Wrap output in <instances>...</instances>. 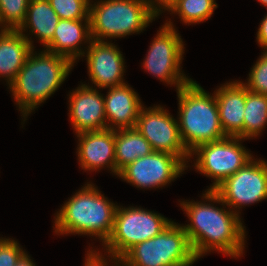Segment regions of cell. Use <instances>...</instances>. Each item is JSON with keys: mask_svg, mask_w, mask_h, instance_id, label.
<instances>
[{"mask_svg": "<svg viewBox=\"0 0 267 266\" xmlns=\"http://www.w3.org/2000/svg\"><path fill=\"white\" fill-rule=\"evenodd\" d=\"M135 129L150 143L154 151L179 157L185 164L190 152L182 142L178 120L161 106L142 107Z\"/></svg>", "mask_w": 267, "mask_h": 266, "instance_id": "11", "label": "cell"}, {"mask_svg": "<svg viewBox=\"0 0 267 266\" xmlns=\"http://www.w3.org/2000/svg\"><path fill=\"white\" fill-rule=\"evenodd\" d=\"M240 141V137L226 136L218 141L200 144L190 152V156L198 155L194 162L195 168L214 179L213 185L208 190H215L253 159Z\"/></svg>", "mask_w": 267, "mask_h": 266, "instance_id": "9", "label": "cell"}, {"mask_svg": "<svg viewBox=\"0 0 267 266\" xmlns=\"http://www.w3.org/2000/svg\"><path fill=\"white\" fill-rule=\"evenodd\" d=\"M252 159L222 182L215 190H207L206 201L239 209L267 198V161Z\"/></svg>", "mask_w": 267, "mask_h": 266, "instance_id": "8", "label": "cell"}, {"mask_svg": "<svg viewBox=\"0 0 267 266\" xmlns=\"http://www.w3.org/2000/svg\"><path fill=\"white\" fill-rule=\"evenodd\" d=\"M24 254L17 241L0 238V266H15Z\"/></svg>", "mask_w": 267, "mask_h": 266, "instance_id": "27", "label": "cell"}, {"mask_svg": "<svg viewBox=\"0 0 267 266\" xmlns=\"http://www.w3.org/2000/svg\"><path fill=\"white\" fill-rule=\"evenodd\" d=\"M145 1L147 2L151 13L155 17H157L163 9L170 12L171 9L176 5L178 0H155V1L145 0ZM155 2H156V4H155Z\"/></svg>", "mask_w": 267, "mask_h": 266, "instance_id": "28", "label": "cell"}, {"mask_svg": "<svg viewBox=\"0 0 267 266\" xmlns=\"http://www.w3.org/2000/svg\"><path fill=\"white\" fill-rule=\"evenodd\" d=\"M15 266H36L35 263H33V260L31 261L30 257L27 253H25L19 261L16 263Z\"/></svg>", "mask_w": 267, "mask_h": 266, "instance_id": "30", "label": "cell"}, {"mask_svg": "<svg viewBox=\"0 0 267 266\" xmlns=\"http://www.w3.org/2000/svg\"><path fill=\"white\" fill-rule=\"evenodd\" d=\"M217 8L215 0H178L171 9L185 24L200 23L208 20Z\"/></svg>", "mask_w": 267, "mask_h": 266, "instance_id": "23", "label": "cell"}, {"mask_svg": "<svg viewBox=\"0 0 267 266\" xmlns=\"http://www.w3.org/2000/svg\"><path fill=\"white\" fill-rule=\"evenodd\" d=\"M220 123L226 136L243 140V121L246 103V87L243 82H229L214 92Z\"/></svg>", "mask_w": 267, "mask_h": 266, "instance_id": "17", "label": "cell"}, {"mask_svg": "<svg viewBox=\"0 0 267 266\" xmlns=\"http://www.w3.org/2000/svg\"><path fill=\"white\" fill-rule=\"evenodd\" d=\"M89 44L86 59L91 81L102 89L125 84V63L119 48L105 41L92 40Z\"/></svg>", "mask_w": 267, "mask_h": 266, "instance_id": "13", "label": "cell"}, {"mask_svg": "<svg viewBox=\"0 0 267 266\" xmlns=\"http://www.w3.org/2000/svg\"><path fill=\"white\" fill-rule=\"evenodd\" d=\"M248 91L267 96V51L256 61L249 73L247 83H243Z\"/></svg>", "mask_w": 267, "mask_h": 266, "instance_id": "26", "label": "cell"}, {"mask_svg": "<svg viewBox=\"0 0 267 266\" xmlns=\"http://www.w3.org/2000/svg\"><path fill=\"white\" fill-rule=\"evenodd\" d=\"M262 5L267 7V0H258Z\"/></svg>", "mask_w": 267, "mask_h": 266, "instance_id": "31", "label": "cell"}, {"mask_svg": "<svg viewBox=\"0 0 267 266\" xmlns=\"http://www.w3.org/2000/svg\"><path fill=\"white\" fill-rule=\"evenodd\" d=\"M60 19H89L90 0H48Z\"/></svg>", "mask_w": 267, "mask_h": 266, "instance_id": "25", "label": "cell"}, {"mask_svg": "<svg viewBox=\"0 0 267 266\" xmlns=\"http://www.w3.org/2000/svg\"><path fill=\"white\" fill-rule=\"evenodd\" d=\"M172 222L143 208L118 206L112 233L103 246L117 263L133 246L159 235Z\"/></svg>", "mask_w": 267, "mask_h": 266, "instance_id": "7", "label": "cell"}, {"mask_svg": "<svg viewBox=\"0 0 267 266\" xmlns=\"http://www.w3.org/2000/svg\"><path fill=\"white\" fill-rule=\"evenodd\" d=\"M77 137V155L82 169L99 170L106 165L116 174L115 130L81 132Z\"/></svg>", "mask_w": 267, "mask_h": 266, "instance_id": "15", "label": "cell"}, {"mask_svg": "<svg viewBox=\"0 0 267 266\" xmlns=\"http://www.w3.org/2000/svg\"><path fill=\"white\" fill-rule=\"evenodd\" d=\"M153 151L150 143L135 128L115 130L116 175L137 158Z\"/></svg>", "mask_w": 267, "mask_h": 266, "instance_id": "21", "label": "cell"}, {"mask_svg": "<svg viewBox=\"0 0 267 266\" xmlns=\"http://www.w3.org/2000/svg\"><path fill=\"white\" fill-rule=\"evenodd\" d=\"M69 99V117L76 134L107 129L104 96L96 89L81 84Z\"/></svg>", "mask_w": 267, "mask_h": 266, "instance_id": "14", "label": "cell"}, {"mask_svg": "<svg viewBox=\"0 0 267 266\" xmlns=\"http://www.w3.org/2000/svg\"><path fill=\"white\" fill-rule=\"evenodd\" d=\"M0 76L5 77L9 86L33 50L31 38L18 30L0 27Z\"/></svg>", "mask_w": 267, "mask_h": 266, "instance_id": "19", "label": "cell"}, {"mask_svg": "<svg viewBox=\"0 0 267 266\" xmlns=\"http://www.w3.org/2000/svg\"><path fill=\"white\" fill-rule=\"evenodd\" d=\"M171 21L166 22L154 38L143 67L167 84L176 85L177 90L192 79L181 73L184 44Z\"/></svg>", "mask_w": 267, "mask_h": 266, "instance_id": "10", "label": "cell"}, {"mask_svg": "<svg viewBox=\"0 0 267 266\" xmlns=\"http://www.w3.org/2000/svg\"><path fill=\"white\" fill-rule=\"evenodd\" d=\"M33 51L9 86L24 119L54 94L74 66L64 56L46 50L35 55Z\"/></svg>", "mask_w": 267, "mask_h": 266, "instance_id": "2", "label": "cell"}, {"mask_svg": "<svg viewBox=\"0 0 267 266\" xmlns=\"http://www.w3.org/2000/svg\"><path fill=\"white\" fill-rule=\"evenodd\" d=\"M177 96L180 136L189 152L200 144L226 137L215 95L211 96L196 81L191 80L177 90Z\"/></svg>", "mask_w": 267, "mask_h": 266, "instance_id": "4", "label": "cell"}, {"mask_svg": "<svg viewBox=\"0 0 267 266\" xmlns=\"http://www.w3.org/2000/svg\"><path fill=\"white\" fill-rule=\"evenodd\" d=\"M83 40L89 43L92 41L89 19H60L53 39L45 48L46 51L64 56L75 63L78 57L85 56V52L79 49V43L82 44Z\"/></svg>", "mask_w": 267, "mask_h": 266, "instance_id": "18", "label": "cell"}, {"mask_svg": "<svg viewBox=\"0 0 267 266\" xmlns=\"http://www.w3.org/2000/svg\"><path fill=\"white\" fill-rule=\"evenodd\" d=\"M195 261L186 232L182 226L172 222L159 235L133 246L114 265L192 266Z\"/></svg>", "mask_w": 267, "mask_h": 266, "instance_id": "6", "label": "cell"}, {"mask_svg": "<svg viewBox=\"0 0 267 266\" xmlns=\"http://www.w3.org/2000/svg\"><path fill=\"white\" fill-rule=\"evenodd\" d=\"M267 125V96L253 93L246 88L243 121V139L258 136ZM261 131V132H260Z\"/></svg>", "mask_w": 267, "mask_h": 266, "instance_id": "22", "label": "cell"}, {"mask_svg": "<svg viewBox=\"0 0 267 266\" xmlns=\"http://www.w3.org/2000/svg\"><path fill=\"white\" fill-rule=\"evenodd\" d=\"M257 41L260 47L264 48L263 51H267V15L263 18L259 26L257 32Z\"/></svg>", "mask_w": 267, "mask_h": 266, "instance_id": "29", "label": "cell"}, {"mask_svg": "<svg viewBox=\"0 0 267 266\" xmlns=\"http://www.w3.org/2000/svg\"><path fill=\"white\" fill-rule=\"evenodd\" d=\"M59 20L48 0H30L25 21L18 31L23 34L30 28V32L38 36L43 46H46L53 39Z\"/></svg>", "mask_w": 267, "mask_h": 266, "instance_id": "20", "label": "cell"}, {"mask_svg": "<svg viewBox=\"0 0 267 266\" xmlns=\"http://www.w3.org/2000/svg\"><path fill=\"white\" fill-rule=\"evenodd\" d=\"M30 0H0V24L3 29L18 30L26 18Z\"/></svg>", "mask_w": 267, "mask_h": 266, "instance_id": "24", "label": "cell"}, {"mask_svg": "<svg viewBox=\"0 0 267 266\" xmlns=\"http://www.w3.org/2000/svg\"><path fill=\"white\" fill-rule=\"evenodd\" d=\"M117 205L92 184L73 195L55 216V233L98 236L103 244L113 229Z\"/></svg>", "mask_w": 267, "mask_h": 266, "instance_id": "3", "label": "cell"}, {"mask_svg": "<svg viewBox=\"0 0 267 266\" xmlns=\"http://www.w3.org/2000/svg\"><path fill=\"white\" fill-rule=\"evenodd\" d=\"M155 18L145 0H101L89 6L91 37L95 41L138 34Z\"/></svg>", "mask_w": 267, "mask_h": 266, "instance_id": "5", "label": "cell"}, {"mask_svg": "<svg viewBox=\"0 0 267 266\" xmlns=\"http://www.w3.org/2000/svg\"><path fill=\"white\" fill-rule=\"evenodd\" d=\"M186 165L179 157L153 151L128 164L118 176L137 188H159L179 177L180 173L182 174L188 167Z\"/></svg>", "mask_w": 267, "mask_h": 266, "instance_id": "12", "label": "cell"}, {"mask_svg": "<svg viewBox=\"0 0 267 266\" xmlns=\"http://www.w3.org/2000/svg\"><path fill=\"white\" fill-rule=\"evenodd\" d=\"M180 205L191 222L182 227L196 259L213 249L233 258L243 254L245 229L236 210L192 201Z\"/></svg>", "mask_w": 267, "mask_h": 266, "instance_id": "1", "label": "cell"}, {"mask_svg": "<svg viewBox=\"0 0 267 266\" xmlns=\"http://www.w3.org/2000/svg\"><path fill=\"white\" fill-rule=\"evenodd\" d=\"M107 93L104 98L106 121L110 122L107 129L135 128L143 107L137 93L126 83L109 88Z\"/></svg>", "mask_w": 267, "mask_h": 266, "instance_id": "16", "label": "cell"}]
</instances>
